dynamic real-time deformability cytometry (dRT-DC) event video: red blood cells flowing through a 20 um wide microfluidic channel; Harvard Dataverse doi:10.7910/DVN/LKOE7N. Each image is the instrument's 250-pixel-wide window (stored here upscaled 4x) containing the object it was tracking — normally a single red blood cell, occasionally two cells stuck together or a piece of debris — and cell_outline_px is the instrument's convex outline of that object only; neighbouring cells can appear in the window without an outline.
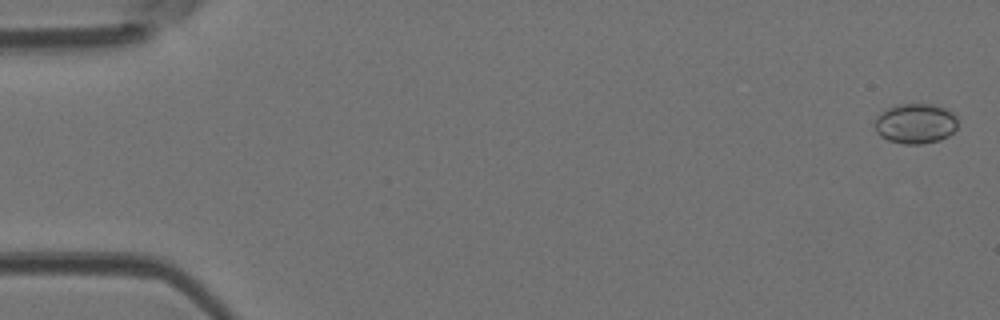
{"species": "Egyptian fruit bat (a non-hibernating species)", "species_latin": "Rousettus aegyptiacus", "temperature_condition": "room temperature", "stored_images_in_passage": 50, "camera_frame_rate_fps": 3000, "um_per_image_px": 0.085, "animal": {"sex": "female"}, "frame": {"image": 1, "passage_image": 2, "time_ms": 0.333, "image_size_px": [1000, 320], "cell_outline_px": [[956, 128], [948, 136], [940, 140], [924, 144], [904, 144], [888, 140], [880, 136], [876, 132], [872, 124], [876, 116], [880, 112], [896, 104], [932, 104], [944, 108], [952, 112], [956, 116]], "centroid_in_image_um": [77.76, 10.5], "position_along_channel_um": 7.2, "area_um2": 19.65}}
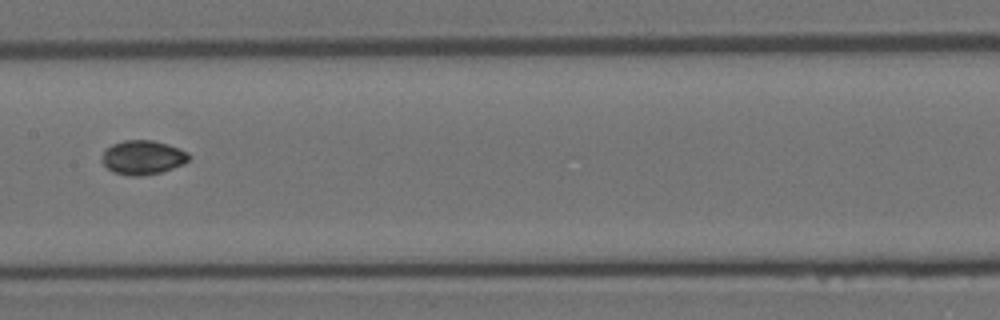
{"frame": {"image": 2, "passage_image": 26, "time_ms": 8.333, "image_size_px": [1000, 320], "cell_outline_px": [[192, 156], [184, 164], [160, 172], [140, 176], [128, 176], [112, 172], [104, 164], [104, 148], [112, 144], [124, 140], [152, 140], [168, 144], [188, 152]], "centroid_in_image_um": [12.15, 13.38], "position_along_channel_um": 195.2, "area_um2": 17.28}}
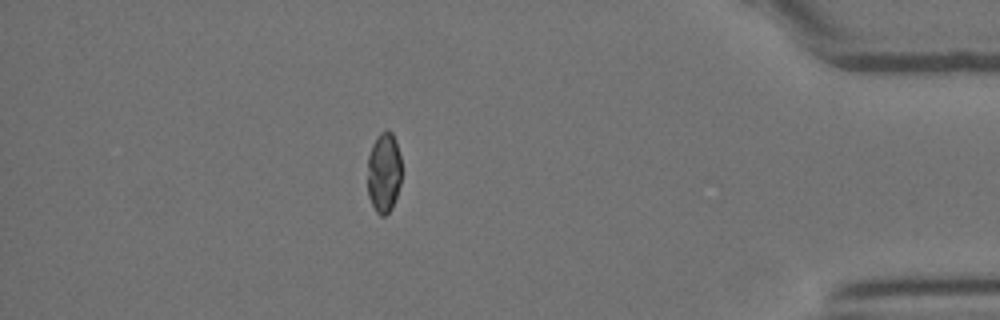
{"frame": {"image": 3, "passage_image": 44, "time_ms": 14.333, "image_size_px": [1000, 320], "cell_outline_px": [[400, 184], [392, 208], [384, 216], [380, 216], [376, 212], [368, 196], [368, 156], [372, 144], [376, 136], [380, 132], [388, 128], [392, 132], [396, 140], [400, 156]], "centroid_in_image_um": [32.62, 14.63], "position_along_channel_um": 402.6, "area_um2": 16.07}, "authors_computed_cell_mechanics": {"area_um2": 17.0221, "velocity_mm_per_s": 4.1529, "shape_relaxation_time_tau1_ms": null, "shape_relaxation_time_tau2_ms": 2.9363, "deformation_change_tau1": null, "deformation_change_tau2": 0.0344}}